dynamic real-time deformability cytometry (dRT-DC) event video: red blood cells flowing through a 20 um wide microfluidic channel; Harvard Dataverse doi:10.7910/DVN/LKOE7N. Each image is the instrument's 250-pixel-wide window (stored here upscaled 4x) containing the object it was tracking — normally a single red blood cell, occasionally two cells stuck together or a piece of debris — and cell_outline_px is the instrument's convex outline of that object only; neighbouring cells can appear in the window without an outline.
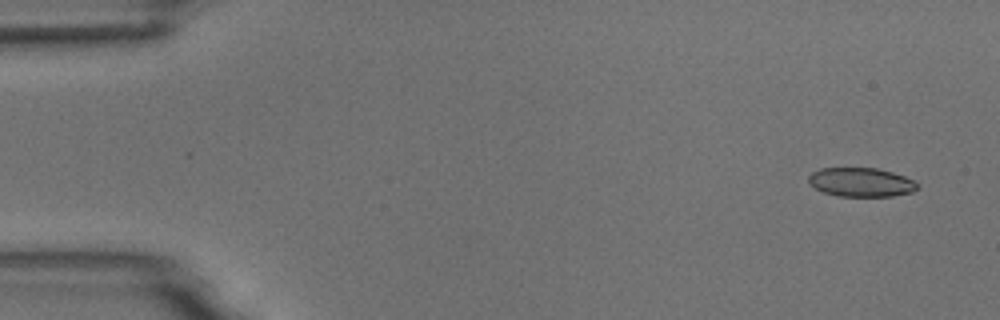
{"species": "common noctule bat (a hibernating species)", "species_latin": "Nyctalus noctula", "temperature_condition": "room temperature", "stored_images_in_passage": 9, "camera_frame_rate_fps": 3000, "um_per_image_px": 0.085, "animal": {"sex": "male", "body_mass_g": 18.8}, "frame": {"image": 1, "passage_image": 1, "time_ms": 0.0, "image_size_px": [1000, 320], "cell_outline_px": [[916, 188], [912, 192], [892, 196], [836, 196], [824, 192], [816, 188], [808, 180], [808, 176], [812, 172], [820, 168], [876, 168], [892, 172], [904, 176], [912, 180], [916, 184]], "centroid_in_image_um": [73.16, 15.48], "position_along_channel_um": 11.8, "area_um2": 18.15}}
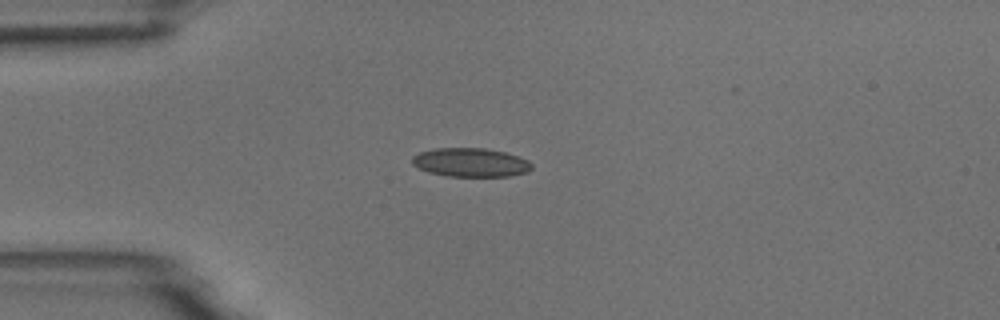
{"frame": {"image": 2, "passage_image": 4, "time_ms": 3.667, "image_size_px": [1000, 320], "cell_outline_px": [[532, 168], [528, 172], [508, 176], [448, 176], [428, 172], [412, 164], [412, 156], [420, 152], [436, 148], [484, 148], [504, 152], [528, 160], [532, 164]], "centroid_in_image_um": [40.0, 13.81], "position_along_channel_um": 45.0, "area_um2": 19.94}}
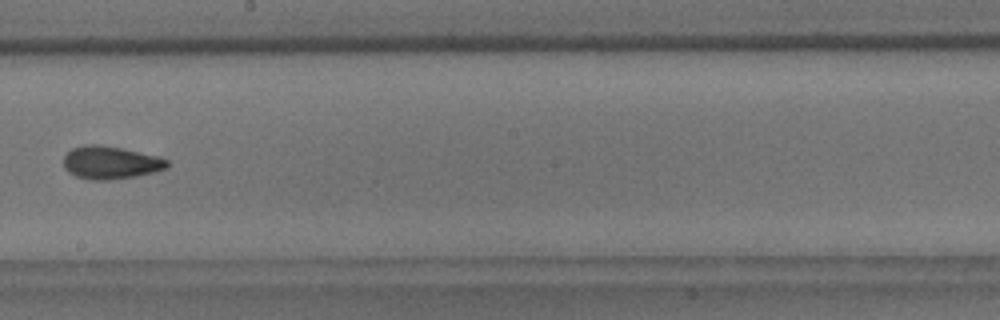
{"frame": {"image": 3, "passage_image": 9, "time_ms": 9.333, "image_size_px": [1000, 320], "cell_outline_px": [[168, 168], [136, 176], [108, 180], [88, 180], [76, 176], [68, 172], [64, 168], [64, 156], [72, 148], [84, 144], [100, 144], [120, 148], [156, 156], [168, 160]], "centroid_in_image_um": [9.35, 13.82], "position_along_channel_um": 238.8, "area_um2": 19.77}}